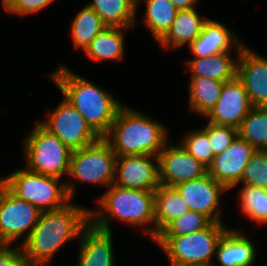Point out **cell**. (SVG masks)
<instances>
[{
  "label": "cell",
  "mask_w": 267,
  "mask_h": 266,
  "mask_svg": "<svg viewBox=\"0 0 267 266\" xmlns=\"http://www.w3.org/2000/svg\"><path fill=\"white\" fill-rule=\"evenodd\" d=\"M72 203L41 212L31 234L19 245L32 266H47L61 246L79 238L90 223V209Z\"/></svg>",
  "instance_id": "1"
},
{
  "label": "cell",
  "mask_w": 267,
  "mask_h": 266,
  "mask_svg": "<svg viewBox=\"0 0 267 266\" xmlns=\"http://www.w3.org/2000/svg\"><path fill=\"white\" fill-rule=\"evenodd\" d=\"M50 77L69 102L85 119L90 128L104 137L110 130L119 109L123 106L108 91L59 65Z\"/></svg>",
  "instance_id": "2"
},
{
  "label": "cell",
  "mask_w": 267,
  "mask_h": 266,
  "mask_svg": "<svg viewBox=\"0 0 267 266\" xmlns=\"http://www.w3.org/2000/svg\"><path fill=\"white\" fill-rule=\"evenodd\" d=\"M97 203V209L89 210L90 223L96 228L111 232L109 219L114 218L134 227H145L151 224L152 226L146 227L144 232L155 239V192L112 184L97 199Z\"/></svg>",
  "instance_id": "3"
},
{
  "label": "cell",
  "mask_w": 267,
  "mask_h": 266,
  "mask_svg": "<svg viewBox=\"0 0 267 266\" xmlns=\"http://www.w3.org/2000/svg\"><path fill=\"white\" fill-rule=\"evenodd\" d=\"M167 127L145 114L122 106L103 137L116 157L157 155L168 144Z\"/></svg>",
  "instance_id": "4"
},
{
  "label": "cell",
  "mask_w": 267,
  "mask_h": 266,
  "mask_svg": "<svg viewBox=\"0 0 267 266\" xmlns=\"http://www.w3.org/2000/svg\"><path fill=\"white\" fill-rule=\"evenodd\" d=\"M2 179V184L18 199L31 203L41 212L57 210L72 200L74 183L60 178L32 172L26 168L17 169Z\"/></svg>",
  "instance_id": "5"
},
{
  "label": "cell",
  "mask_w": 267,
  "mask_h": 266,
  "mask_svg": "<svg viewBox=\"0 0 267 266\" xmlns=\"http://www.w3.org/2000/svg\"><path fill=\"white\" fill-rule=\"evenodd\" d=\"M228 229L223 223L211 222L192 234L157 236L154 241L166 253L170 266L213 264L217 245Z\"/></svg>",
  "instance_id": "6"
},
{
  "label": "cell",
  "mask_w": 267,
  "mask_h": 266,
  "mask_svg": "<svg viewBox=\"0 0 267 266\" xmlns=\"http://www.w3.org/2000/svg\"><path fill=\"white\" fill-rule=\"evenodd\" d=\"M24 158L26 169L47 176H67L72 150L40 122L25 138Z\"/></svg>",
  "instance_id": "7"
},
{
  "label": "cell",
  "mask_w": 267,
  "mask_h": 266,
  "mask_svg": "<svg viewBox=\"0 0 267 266\" xmlns=\"http://www.w3.org/2000/svg\"><path fill=\"white\" fill-rule=\"evenodd\" d=\"M116 159L110 144L100 137L93 144L72 151L67 176L109 188L114 182Z\"/></svg>",
  "instance_id": "8"
},
{
  "label": "cell",
  "mask_w": 267,
  "mask_h": 266,
  "mask_svg": "<svg viewBox=\"0 0 267 266\" xmlns=\"http://www.w3.org/2000/svg\"><path fill=\"white\" fill-rule=\"evenodd\" d=\"M41 211L31 203L18 199L2 183L0 185V245H13L23 234H31Z\"/></svg>",
  "instance_id": "9"
},
{
  "label": "cell",
  "mask_w": 267,
  "mask_h": 266,
  "mask_svg": "<svg viewBox=\"0 0 267 266\" xmlns=\"http://www.w3.org/2000/svg\"><path fill=\"white\" fill-rule=\"evenodd\" d=\"M46 120L40 123L72 151L89 146L100 138L64 98L52 112H48Z\"/></svg>",
  "instance_id": "10"
},
{
  "label": "cell",
  "mask_w": 267,
  "mask_h": 266,
  "mask_svg": "<svg viewBox=\"0 0 267 266\" xmlns=\"http://www.w3.org/2000/svg\"><path fill=\"white\" fill-rule=\"evenodd\" d=\"M113 184L130 189L155 192L161 185L158 156L125 155L117 157Z\"/></svg>",
  "instance_id": "11"
},
{
  "label": "cell",
  "mask_w": 267,
  "mask_h": 266,
  "mask_svg": "<svg viewBox=\"0 0 267 266\" xmlns=\"http://www.w3.org/2000/svg\"><path fill=\"white\" fill-rule=\"evenodd\" d=\"M174 188L188 204L189 210L205 215L212 222L223 223L219 214L221 195L228 190L208 173L199 179L180 183Z\"/></svg>",
  "instance_id": "12"
},
{
  "label": "cell",
  "mask_w": 267,
  "mask_h": 266,
  "mask_svg": "<svg viewBox=\"0 0 267 266\" xmlns=\"http://www.w3.org/2000/svg\"><path fill=\"white\" fill-rule=\"evenodd\" d=\"M160 184L174 187L180 183L195 180L207 174L198 160L179 145H165L158 154Z\"/></svg>",
  "instance_id": "13"
},
{
  "label": "cell",
  "mask_w": 267,
  "mask_h": 266,
  "mask_svg": "<svg viewBox=\"0 0 267 266\" xmlns=\"http://www.w3.org/2000/svg\"><path fill=\"white\" fill-rule=\"evenodd\" d=\"M252 108L244 84L236 76L224 83L218 102L205 118L209 122L238 129Z\"/></svg>",
  "instance_id": "14"
},
{
  "label": "cell",
  "mask_w": 267,
  "mask_h": 266,
  "mask_svg": "<svg viewBox=\"0 0 267 266\" xmlns=\"http://www.w3.org/2000/svg\"><path fill=\"white\" fill-rule=\"evenodd\" d=\"M256 149L239 136L222 153L214 156L207 173L228 191L240 183L247 162Z\"/></svg>",
  "instance_id": "15"
},
{
  "label": "cell",
  "mask_w": 267,
  "mask_h": 266,
  "mask_svg": "<svg viewBox=\"0 0 267 266\" xmlns=\"http://www.w3.org/2000/svg\"><path fill=\"white\" fill-rule=\"evenodd\" d=\"M246 46L238 56L237 77L243 82L253 107H267V57Z\"/></svg>",
  "instance_id": "16"
},
{
  "label": "cell",
  "mask_w": 267,
  "mask_h": 266,
  "mask_svg": "<svg viewBox=\"0 0 267 266\" xmlns=\"http://www.w3.org/2000/svg\"><path fill=\"white\" fill-rule=\"evenodd\" d=\"M77 266H114L112 232L89 223L81 232Z\"/></svg>",
  "instance_id": "17"
},
{
  "label": "cell",
  "mask_w": 267,
  "mask_h": 266,
  "mask_svg": "<svg viewBox=\"0 0 267 266\" xmlns=\"http://www.w3.org/2000/svg\"><path fill=\"white\" fill-rule=\"evenodd\" d=\"M233 45L238 57L245 44H242L241 40L224 24L208 19L199 37L188 47L194 58H206L222 52H230Z\"/></svg>",
  "instance_id": "18"
},
{
  "label": "cell",
  "mask_w": 267,
  "mask_h": 266,
  "mask_svg": "<svg viewBox=\"0 0 267 266\" xmlns=\"http://www.w3.org/2000/svg\"><path fill=\"white\" fill-rule=\"evenodd\" d=\"M221 266H252L256 248L240 230L228 229L220 239L216 253Z\"/></svg>",
  "instance_id": "19"
},
{
  "label": "cell",
  "mask_w": 267,
  "mask_h": 266,
  "mask_svg": "<svg viewBox=\"0 0 267 266\" xmlns=\"http://www.w3.org/2000/svg\"><path fill=\"white\" fill-rule=\"evenodd\" d=\"M207 20L200 17L196 8L178 10L170 30L158 43L164 49L189 46L199 37Z\"/></svg>",
  "instance_id": "20"
},
{
  "label": "cell",
  "mask_w": 267,
  "mask_h": 266,
  "mask_svg": "<svg viewBox=\"0 0 267 266\" xmlns=\"http://www.w3.org/2000/svg\"><path fill=\"white\" fill-rule=\"evenodd\" d=\"M191 77H204L227 82L237 76L238 59H233L230 52H222L206 58L198 57L187 60Z\"/></svg>",
  "instance_id": "21"
},
{
  "label": "cell",
  "mask_w": 267,
  "mask_h": 266,
  "mask_svg": "<svg viewBox=\"0 0 267 266\" xmlns=\"http://www.w3.org/2000/svg\"><path fill=\"white\" fill-rule=\"evenodd\" d=\"M188 210V204L174 187L160 185L155 191V238L171 221Z\"/></svg>",
  "instance_id": "22"
},
{
  "label": "cell",
  "mask_w": 267,
  "mask_h": 266,
  "mask_svg": "<svg viewBox=\"0 0 267 266\" xmlns=\"http://www.w3.org/2000/svg\"><path fill=\"white\" fill-rule=\"evenodd\" d=\"M109 27L133 28L135 26L136 0H93L87 5Z\"/></svg>",
  "instance_id": "23"
},
{
  "label": "cell",
  "mask_w": 267,
  "mask_h": 266,
  "mask_svg": "<svg viewBox=\"0 0 267 266\" xmlns=\"http://www.w3.org/2000/svg\"><path fill=\"white\" fill-rule=\"evenodd\" d=\"M130 28L109 27L103 29L84 51L91 60H121L124 55V30Z\"/></svg>",
  "instance_id": "24"
},
{
  "label": "cell",
  "mask_w": 267,
  "mask_h": 266,
  "mask_svg": "<svg viewBox=\"0 0 267 266\" xmlns=\"http://www.w3.org/2000/svg\"><path fill=\"white\" fill-rule=\"evenodd\" d=\"M189 109L202 117H206L220 98L224 82L204 77H190Z\"/></svg>",
  "instance_id": "25"
},
{
  "label": "cell",
  "mask_w": 267,
  "mask_h": 266,
  "mask_svg": "<svg viewBox=\"0 0 267 266\" xmlns=\"http://www.w3.org/2000/svg\"><path fill=\"white\" fill-rule=\"evenodd\" d=\"M144 1L146 2V12L143 22L155 40L159 42L170 30L178 10L170 0ZM140 3L141 0H136V8Z\"/></svg>",
  "instance_id": "26"
},
{
  "label": "cell",
  "mask_w": 267,
  "mask_h": 266,
  "mask_svg": "<svg viewBox=\"0 0 267 266\" xmlns=\"http://www.w3.org/2000/svg\"><path fill=\"white\" fill-rule=\"evenodd\" d=\"M106 27L99 15L86 5L72 22L71 32L75 49L81 48L85 51L91 41Z\"/></svg>",
  "instance_id": "27"
},
{
  "label": "cell",
  "mask_w": 267,
  "mask_h": 266,
  "mask_svg": "<svg viewBox=\"0 0 267 266\" xmlns=\"http://www.w3.org/2000/svg\"><path fill=\"white\" fill-rule=\"evenodd\" d=\"M238 136L256 150H267V107H253L242 120Z\"/></svg>",
  "instance_id": "28"
},
{
  "label": "cell",
  "mask_w": 267,
  "mask_h": 266,
  "mask_svg": "<svg viewBox=\"0 0 267 266\" xmlns=\"http://www.w3.org/2000/svg\"><path fill=\"white\" fill-rule=\"evenodd\" d=\"M241 186L240 212L257 224H267V189L248 184Z\"/></svg>",
  "instance_id": "29"
},
{
  "label": "cell",
  "mask_w": 267,
  "mask_h": 266,
  "mask_svg": "<svg viewBox=\"0 0 267 266\" xmlns=\"http://www.w3.org/2000/svg\"><path fill=\"white\" fill-rule=\"evenodd\" d=\"M212 221L205 215L188 210L171 221L157 236H181L206 228Z\"/></svg>",
  "instance_id": "30"
},
{
  "label": "cell",
  "mask_w": 267,
  "mask_h": 266,
  "mask_svg": "<svg viewBox=\"0 0 267 266\" xmlns=\"http://www.w3.org/2000/svg\"><path fill=\"white\" fill-rule=\"evenodd\" d=\"M182 139L179 144L183 149L208 169L212 164L214 154L206 132L200 128V130L188 132Z\"/></svg>",
  "instance_id": "31"
},
{
  "label": "cell",
  "mask_w": 267,
  "mask_h": 266,
  "mask_svg": "<svg viewBox=\"0 0 267 266\" xmlns=\"http://www.w3.org/2000/svg\"><path fill=\"white\" fill-rule=\"evenodd\" d=\"M267 189V150H256L244 169L239 184Z\"/></svg>",
  "instance_id": "32"
},
{
  "label": "cell",
  "mask_w": 267,
  "mask_h": 266,
  "mask_svg": "<svg viewBox=\"0 0 267 266\" xmlns=\"http://www.w3.org/2000/svg\"><path fill=\"white\" fill-rule=\"evenodd\" d=\"M202 129L208 136L214 156L225 151L238 137L237 128L215 124L209 121Z\"/></svg>",
  "instance_id": "33"
},
{
  "label": "cell",
  "mask_w": 267,
  "mask_h": 266,
  "mask_svg": "<svg viewBox=\"0 0 267 266\" xmlns=\"http://www.w3.org/2000/svg\"><path fill=\"white\" fill-rule=\"evenodd\" d=\"M55 0H2L4 10L10 14L28 15L41 11Z\"/></svg>",
  "instance_id": "34"
},
{
  "label": "cell",
  "mask_w": 267,
  "mask_h": 266,
  "mask_svg": "<svg viewBox=\"0 0 267 266\" xmlns=\"http://www.w3.org/2000/svg\"><path fill=\"white\" fill-rule=\"evenodd\" d=\"M0 266H32L21 247L0 245Z\"/></svg>",
  "instance_id": "35"
},
{
  "label": "cell",
  "mask_w": 267,
  "mask_h": 266,
  "mask_svg": "<svg viewBox=\"0 0 267 266\" xmlns=\"http://www.w3.org/2000/svg\"><path fill=\"white\" fill-rule=\"evenodd\" d=\"M177 10L192 9L195 8L198 0H170Z\"/></svg>",
  "instance_id": "36"
},
{
  "label": "cell",
  "mask_w": 267,
  "mask_h": 266,
  "mask_svg": "<svg viewBox=\"0 0 267 266\" xmlns=\"http://www.w3.org/2000/svg\"><path fill=\"white\" fill-rule=\"evenodd\" d=\"M189 266H215V264H198V265H189Z\"/></svg>",
  "instance_id": "37"
}]
</instances>
